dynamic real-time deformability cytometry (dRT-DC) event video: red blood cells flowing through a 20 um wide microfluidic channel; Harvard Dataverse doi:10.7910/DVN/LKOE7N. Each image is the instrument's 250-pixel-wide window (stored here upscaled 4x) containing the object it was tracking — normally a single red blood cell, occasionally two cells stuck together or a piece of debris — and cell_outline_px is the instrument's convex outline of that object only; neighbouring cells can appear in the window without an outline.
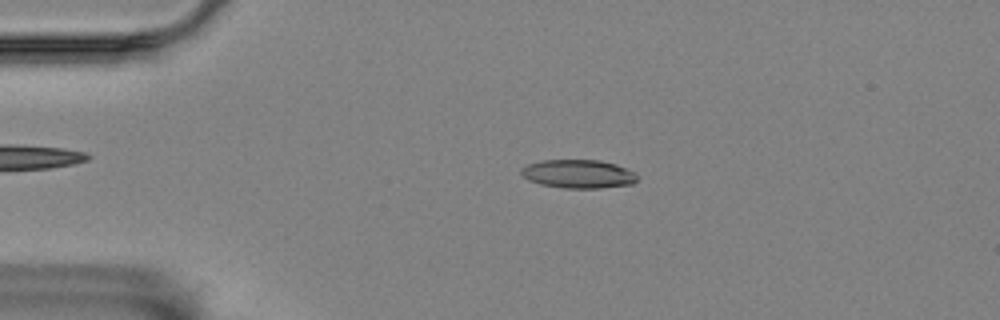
{"species": "Egyptian fruit bat (a non-hibernating species)", "species_latin": "Rousettus aegyptiacus", "temperature_condition": "room temperature", "stored_images_in_passage": 3, "camera_frame_rate_fps": 3000, "um_per_image_px": 0.085, "animal": {"sex": "female"}, "frame": {"image": 1, "passage_image": 2, "time_ms": 0.333, "image_size_px": [1000, 320], "cell_outline_px": [[636, 180], [632, 184], [600, 188], [564, 188], [540, 184], [528, 180], [520, 172], [520, 168], [528, 164], [540, 160], [600, 160], [616, 164], [636, 172]], "centroid_in_image_um": [49.15, 14.78], "position_along_channel_um": 35.9, "area_um2": 19.36}}